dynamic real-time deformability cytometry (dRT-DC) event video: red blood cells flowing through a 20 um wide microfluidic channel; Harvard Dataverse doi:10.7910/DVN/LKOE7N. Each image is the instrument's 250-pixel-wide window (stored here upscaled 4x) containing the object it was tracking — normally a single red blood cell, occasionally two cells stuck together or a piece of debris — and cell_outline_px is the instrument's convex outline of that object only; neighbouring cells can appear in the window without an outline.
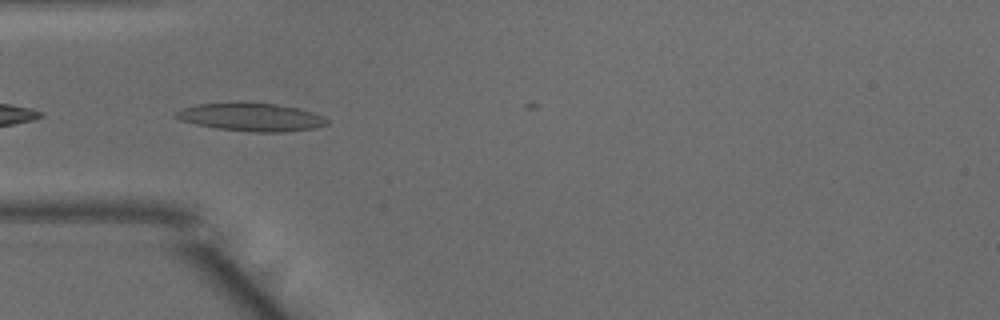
{"species": "common noctule bat (a hibernating species)", "species_latin": "Nyctalus noctula", "temperature_condition": "warm", "stored_images_in_passage": 14, "camera_frame_rate_fps": 3000, "um_per_image_px": 0.085, "animal": {"sex": "male", "body_mass_g": 15.6}, "frame": {"image": 1, "passage_image": 10, "time_ms": 3.0, "image_size_px": [1000, 320], "cell_outline_px": [[328, 124], [316, 128], [284, 132], [252, 132], [216, 128], [196, 124], [180, 120], [172, 116], [172, 112], [196, 104], [236, 100], [240, 100], [276, 104], [300, 108], [312, 112], [328, 120]], "centroid_in_image_um": [21.28, 9.92], "position_along_channel_um": 63.7, "area_um2": 25.49}}